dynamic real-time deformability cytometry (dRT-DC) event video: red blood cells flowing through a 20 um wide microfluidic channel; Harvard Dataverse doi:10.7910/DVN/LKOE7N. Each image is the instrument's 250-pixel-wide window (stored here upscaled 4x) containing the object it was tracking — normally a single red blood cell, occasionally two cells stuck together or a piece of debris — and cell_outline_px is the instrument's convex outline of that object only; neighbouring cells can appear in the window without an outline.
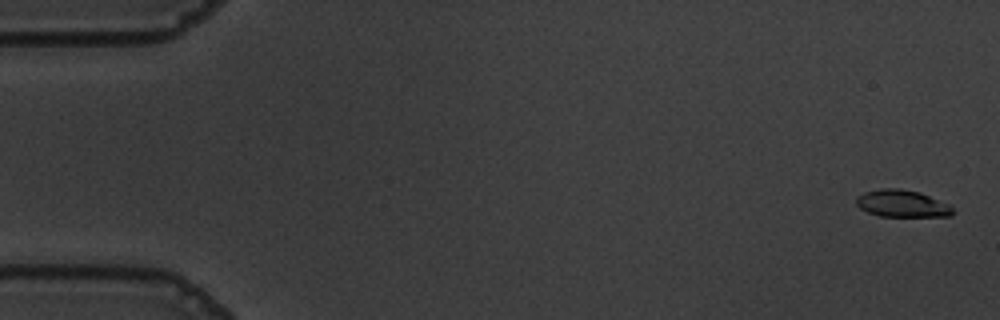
{"species": "common noctule bat (a hibernating species)", "species_latin": "Nyctalus noctula", "temperature_condition": "warm", "stored_images_in_passage": 56, "camera_frame_rate_fps": 3000, "um_per_image_px": 0.085, "animal": {"sex": "male", "body_mass_g": 19.5, "forearm_length_mm": 54.6}, "frame": {"image": 1, "passage_image": 2, "time_ms": 0.333, "image_size_px": [1000, 320], "cell_outline_px": [[956, 212], [952, 216], [880, 216], [868, 212], [860, 208], [856, 204], [856, 200], [864, 192], [880, 188], [900, 188], [920, 192], [948, 204]], "centroid_in_image_um": [76.7, 17.3], "position_along_channel_um": 8.3, "area_um2": 15.2}}
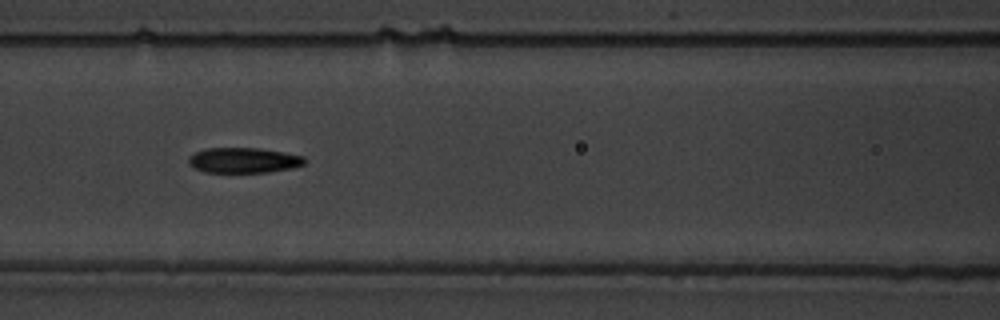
{"frame": {"image": 2, "passage_image": 25, "time_ms": 8.0, "image_size_px": [1000, 320], "cell_outline_px": [[304, 164], [288, 168], [268, 172], [204, 172], [188, 164], [188, 156], [196, 152], [208, 148], [256, 148], [284, 152], [304, 156]], "centroid_in_image_um": [20.67, 13.62], "position_along_channel_um": 145.9, "area_um2": 16.88}}
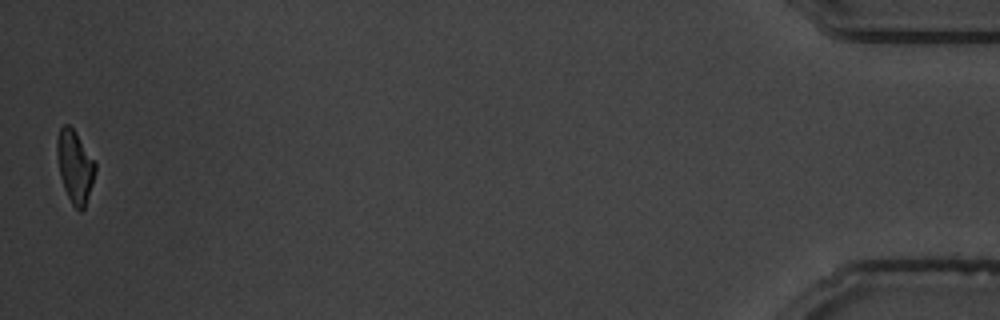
{"frame": {"image": 3, "passage_image": 56, "time_ms": 18.333, "image_size_px": [1000, 320], "cell_outline_px": [[96, 172], [84, 208], [80, 212], [72, 204], [64, 188], [60, 176], [56, 152], [56, 140], [60, 128], [64, 124], [68, 124], [76, 132], [96, 164]], "centroid_in_image_um": [6.35, 14.14], "position_along_channel_um": 428.8, "area_um2": 16.01}, "authors_computed_cell_mechanics": {"area_um2": 16.9065, "velocity_mm_per_s": 3.6384, "shape_relaxation_time_tau1_ms": 3.28, "shape_relaxation_time_tau2_ms": 3.5599, "deformation_change_tau1": 0.1776, "deformation_change_tau2": 0.1181}}